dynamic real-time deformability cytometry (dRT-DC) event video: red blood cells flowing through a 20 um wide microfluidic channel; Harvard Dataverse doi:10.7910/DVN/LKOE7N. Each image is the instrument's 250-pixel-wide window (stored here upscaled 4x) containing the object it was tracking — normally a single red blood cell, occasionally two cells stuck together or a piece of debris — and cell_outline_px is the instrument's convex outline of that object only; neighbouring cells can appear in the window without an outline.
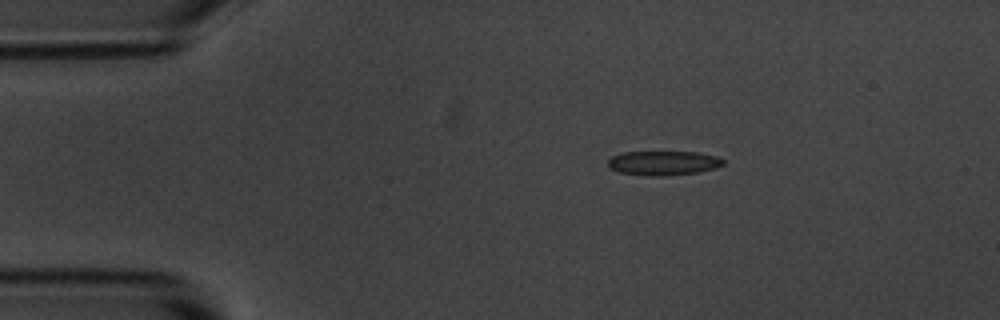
{"species": "common noctule bat (a hibernating species)", "species_latin": "Nyctalus noctula", "temperature_condition": "room temperature", "stored_images_in_passage": 4, "camera_frame_rate_fps": 3000, "um_per_image_px": 0.085, "animal": {"sex": "male", "body_mass_g": 20.1, "forearm_length_mm": 53.5}, "frame": {"image": 1, "passage_image": 2, "time_ms": 1.0, "image_size_px": [1000, 320], "cell_outline_px": [[724, 164], [716, 168], [696, 172], [664, 176], [652, 176], [620, 172], [608, 168], [608, 160], [612, 156], [624, 152], [696, 152], [716, 156], [724, 160]], "centroid_in_image_um": [56.37, 13.85], "position_along_channel_um": 28.6, "area_um2": 16.24}}
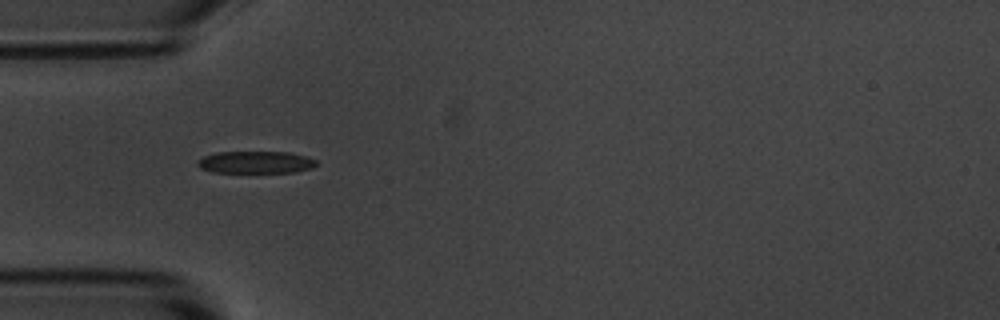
{"frame": {"image": 2, "passage_image": 4, "time_ms": 3.333, "image_size_px": [1000, 320], "cell_outline_px": [[316, 164], [312, 168], [296, 172], [212, 172], [200, 168], [196, 164], [196, 160], [204, 156], [216, 152], [288, 152], [308, 156], [316, 160]], "centroid_in_image_um": [21.72, 13.79], "position_along_channel_um": 63.3, "area_um2": 15.43}}